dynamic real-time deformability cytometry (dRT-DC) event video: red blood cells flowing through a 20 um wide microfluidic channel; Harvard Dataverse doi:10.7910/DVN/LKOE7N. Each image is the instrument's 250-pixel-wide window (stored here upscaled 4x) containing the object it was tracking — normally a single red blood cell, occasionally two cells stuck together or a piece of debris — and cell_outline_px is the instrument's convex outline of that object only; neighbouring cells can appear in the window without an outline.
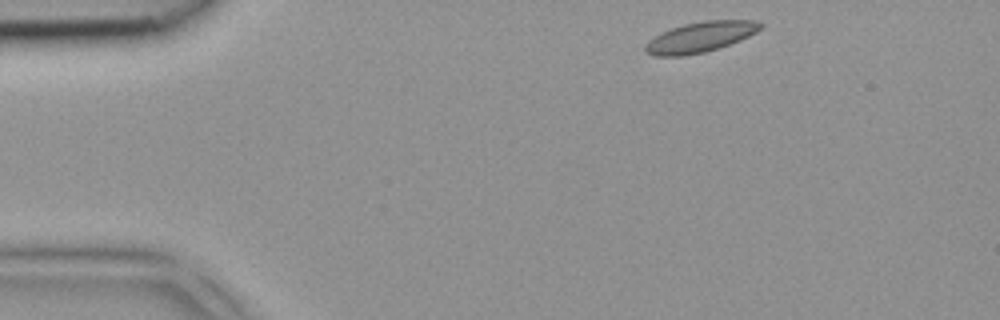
{"species": "common noctule bat (a hibernating species)", "species_latin": "Nyctalus noctula", "temperature_condition": "room temperature", "stored_images_in_passage": 3, "camera_frame_rate_fps": 3000, "um_per_image_px": 0.085, "animal": {"sex": "female", "body_mass_g": 18.4}, "frame": {"image": 1, "passage_image": 1, "time_ms": 0.0, "image_size_px": [1000, 320], "cell_outline_px": [[764, 24], [756, 32], [740, 40], [704, 52], [680, 56], [652, 56], [644, 48], [644, 44], [648, 40], [660, 32], [684, 24], [704, 20], [752, 20]], "centroid_in_image_um": [59.48, 3.14], "position_along_channel_um": 25.5, "area_um2": 20.23}}
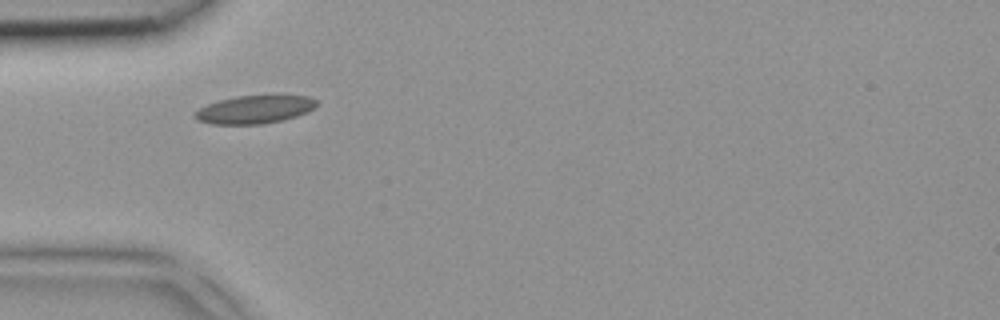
{"frame": {"image": 2, "passage_image": 3, "time_ms": 0.667, "image_size_px": [1000, 320], "cell_outline_px": [[316, 104], [308, 112], [284, 120], [264, 124], [208, 124], [196, 120], [192, 116], [192, 112], [208, 104], [220, 100], [236, 96], [308, 96], [316, 100]], "centroid_in_image_um": [21.57, 9.33], "position_along_channel_um": 63.4, "area_um2": 19.88}}